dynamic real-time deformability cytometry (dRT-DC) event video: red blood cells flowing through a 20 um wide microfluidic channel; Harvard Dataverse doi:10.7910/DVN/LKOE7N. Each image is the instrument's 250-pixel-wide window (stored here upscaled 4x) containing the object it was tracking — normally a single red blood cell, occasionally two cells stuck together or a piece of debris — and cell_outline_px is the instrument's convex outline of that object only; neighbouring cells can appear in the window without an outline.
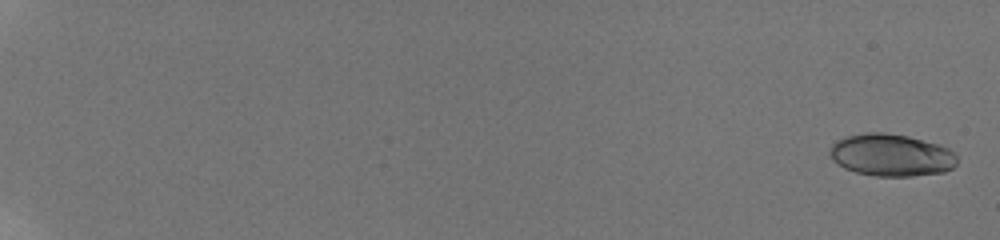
{"species": "human", "species_latin": "Homo sapiens", "temperature_condition": "room temperature", "stored_images_in_passage": 9, "camera_frame_rate_fps": 3000, "um_per_image_px": 0.085, "donor": {"sex": "male"}, "frame": {"image": 1, "passage_image": 1, "time_ms": 0.0, "image_size_px": [1000, 240], "cell_outline_px": [[956, 164], [952, 168], [944, 172], [912, 176], [876, 176], [856, 172], [844, 168], [832, 160], [828, 152], [832, 144], [836, 140], [848, 136], [868, 132], [884, 132], [908, 136], [936, 144], [948, 148], [956, 152]], "centroid_in_image_um": [75.74, 13.18], "position_along_channel_um": 9.3, "area_um2": 31.39}}
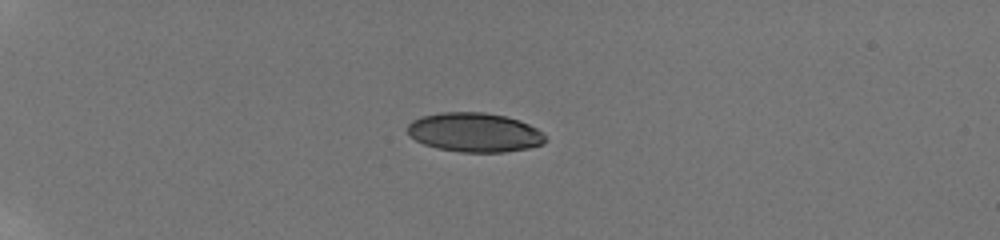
{"frame": {"image": 2, "passage_image": 6, "time_ms": 5.667, "image_size_px": [1000, 240], "cell_outline_px": [[548, 140], [544, 144], [528, 148], [504, 152], [460, 152], [436, 148], [424, 144], [416, 140], [408, 132], [408, 124], [412, 120], [420, 116], [440, 112], [484, 112], [504, 116], [520, 120], [536, 128]], "centroid_in_image_um": [40.33, 11.25], "position_along_channel_um": 44.7, "area_um2": 31.56}}